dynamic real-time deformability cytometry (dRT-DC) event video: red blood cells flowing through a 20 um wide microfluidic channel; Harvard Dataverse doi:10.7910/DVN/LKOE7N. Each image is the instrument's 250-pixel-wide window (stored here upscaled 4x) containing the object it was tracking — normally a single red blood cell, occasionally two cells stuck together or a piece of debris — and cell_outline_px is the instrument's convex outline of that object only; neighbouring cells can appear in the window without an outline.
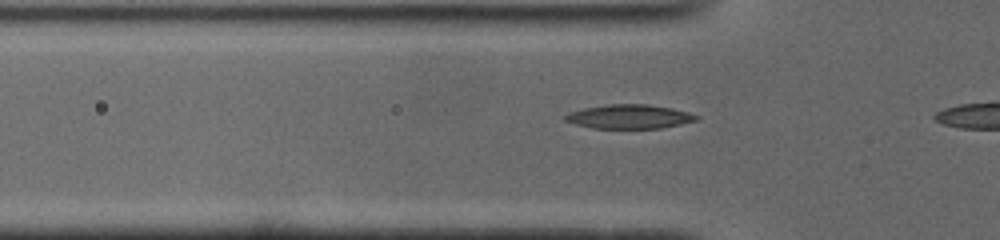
{"species": "common noctule bat (a hibernating species)", "species_latin": "Nyctalus noctula", "temperature_condition": "cold", "stored_images_in_passage": 9, "camera_frame_rate_fps": 3000, "um_per_image_px": 0.085, "animal": {"sex": "male", "body_mass_g": 19.0, "forearm_length_mm": 50.8}, "frame": {"image": 1, "passage_image": 8, "time_ms": 2.333, "image_size_px": [1000, 240], "cell_outline_px": [[700, 120], [660, 128], [592, 128], [576, 124], [564, 120], [564, 116], [572, 112], [584, 108], [608, 104], [648, 104], [672, 108], [688, 112], [700, 116]], "centroid_in_image_um": [53.54, 9.91], "position_along_channel_um": 72.3, "area_um2": 18.32}}